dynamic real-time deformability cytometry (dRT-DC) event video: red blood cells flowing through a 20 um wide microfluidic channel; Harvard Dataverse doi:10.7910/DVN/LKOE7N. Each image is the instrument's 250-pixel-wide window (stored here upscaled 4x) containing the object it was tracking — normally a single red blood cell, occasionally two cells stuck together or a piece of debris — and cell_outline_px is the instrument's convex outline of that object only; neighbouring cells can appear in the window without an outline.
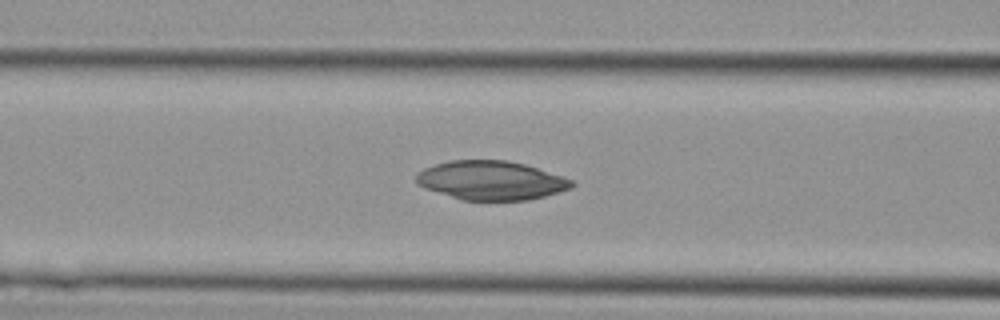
{"species": "Egyptian fruit bat (a non-hibernating species)", "species_latin": "Rousettus aegyptiacus", "temperature_condition": "cold", "stored_images_in_passage": 21, "camera_frame_rate_fps": 3000, "um_per_image_px": 0.085, "animal": {"sex": "female"}, "frame": {"image": 1, "passage_image": 6, "time_ms": 1.667, "image_size_px": [1000, 320], "cell_outline_px": [[576, 184], [572, 188], [560, 192], [528, 200], [460, 200], [424, 188], [416, 184], [416, 172], [424, 168], [436, 164], [452, 160], [508, 160], [524, 164], [572, 180]], "centroid_in_image_um": [41.71, 15.34], "position_along_channel_um": 124.9, "area_um2": 35.32}}
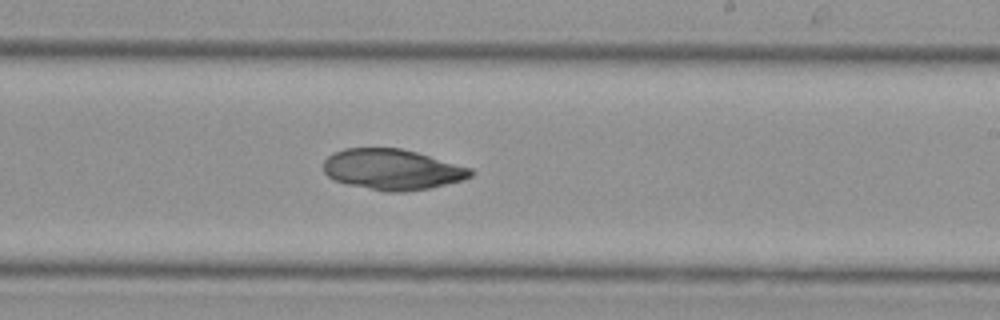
{"frame": {"image": 2, "passage_image": 13, "time_ms": 4.0, "image_size_px": [1000, 320], "cell_outline_px": [[476, 172], [472, 176], [464, 180], [428, 188], [408, 192], [384, 192], [348, 184], [332, 180], [324, 172], [324, 160], [332, 152], [344, 148], [400, 148], [416, 152], [472, 168]], "centroid_in_image_um": [33.34, 14.41], "position_along_channel_um": 255.7, "area_um2": 35.14}}
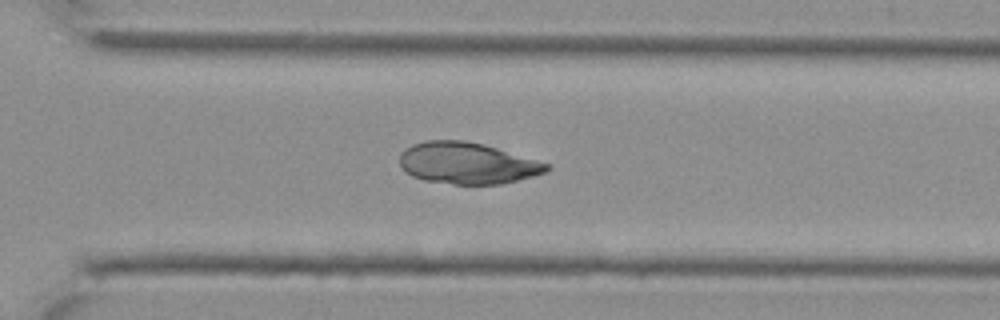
{"frame": {"image": 3, "passage_image": 17, "time_ms": 5.333, "image_size_px": [1000, 320], "cell_outline_px": [[552, 168], [548, 172], [500, 184], [452, 184], [424, 180], [412, 176], [404, 172], [400, 168], [400, 152], [404, 148], [412, 144], [424, 140], [464, 140], [484, 144], [548, 164]], "centroid_in_image_um": [39.65, 13.86], "position_along_channel_um": 330.9, "area_um2": 35.6}}